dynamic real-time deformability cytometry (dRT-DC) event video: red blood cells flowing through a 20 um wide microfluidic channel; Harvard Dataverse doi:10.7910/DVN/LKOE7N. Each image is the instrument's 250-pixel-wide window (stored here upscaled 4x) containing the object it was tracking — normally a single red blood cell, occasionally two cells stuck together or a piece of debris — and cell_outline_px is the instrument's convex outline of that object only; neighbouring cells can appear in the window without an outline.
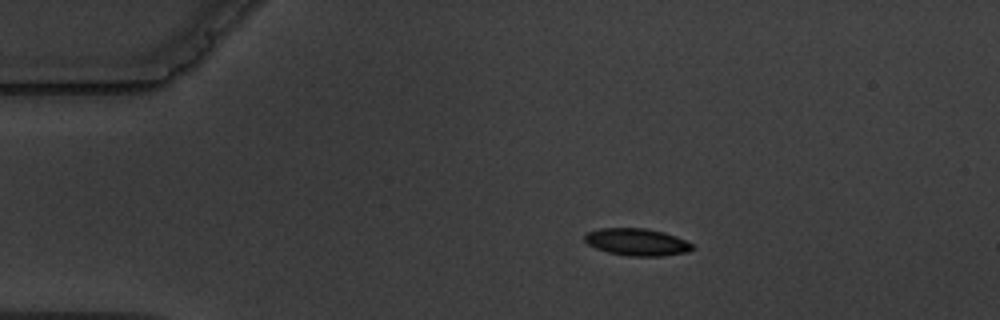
{"species": "common noctule bat (a hibernating species)", "species_latin": "Nyctalus noctula", "temperature_condition": "warm", "stored_images_in_passage": 2, "camera_frame_rate_fps": 3000, "um_per_image_px": 0.085, "animal": {"sex": "male", "body_mass_g": 19.5, "forearm_length_mm": 54.6}, "frame": {"image": 1, "passage_image": 1, "time_ms": 0.0, "image_size_px": [1000, 320], "cell_outline_px": [[696, 248], [688, 252], [660, 256], [628, 256], [608, 252], [596, 248], [588, 244], [584, 240], [584, 236], [588, 232], [600, 228], [644, 228], [664, 232], [676, 236], [692, 244]], "centroid_in_image_um": [54.15, 20.57], "position_along_channel_um": 30.9, "area_um2": 17.05}}